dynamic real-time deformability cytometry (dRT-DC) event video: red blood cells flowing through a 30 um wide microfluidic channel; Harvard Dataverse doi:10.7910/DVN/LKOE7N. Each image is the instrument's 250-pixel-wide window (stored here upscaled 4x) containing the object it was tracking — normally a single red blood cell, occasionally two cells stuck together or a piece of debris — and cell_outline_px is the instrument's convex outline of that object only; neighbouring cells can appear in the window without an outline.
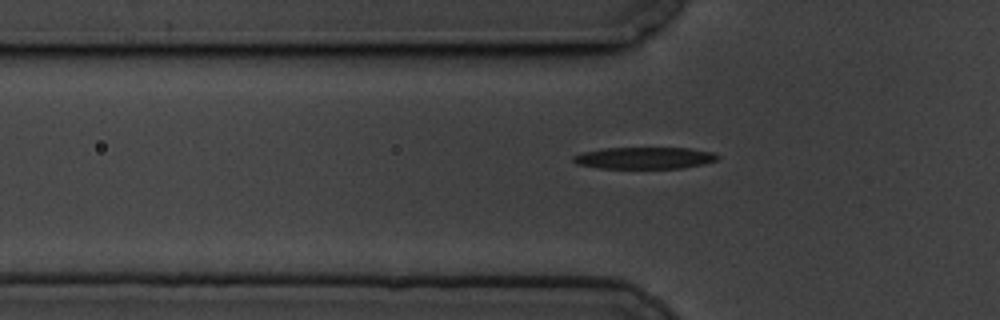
{"species": "common noctule bat (a hibernating species)", "species_latin": "Nyctalus noctula", "temperature_condition": "cold", "stored_images_in_passage": 42, "camera_frame_rate_fps": 3000, "um_per_image_px": 0.085, "animal": {"sex": "male", "body_mass_g": 19.5, "forearm_length_mm": 54.6}, "frame": {"image": 1, "passage_image": 3, "time_ms": 0.667, "image_size_px": [1000, 320], "cell_outline_px": [[720, 156], [716, 160], [704, 164], [680, 168], [600, 168], [576, 164], [572, 160], [572, 156], [580, 152], [604, 148], [688, 148], [716, 152]], "centroid_in_image_um": [54.77, 13.42], "position_along_channel_um": 71.0, "area_um2": 18.44}}
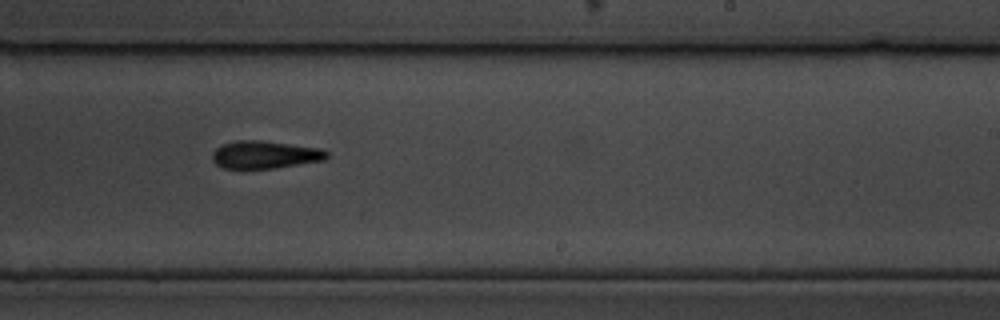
{"frame": {"image": 2, "passage_image": 20, "time_ms": 6.333, "image_size_px": [1000, 320], "cell_outline_px": [[328, 156], [324, 160], [272, 168], [240, 172], [220, 168], [212, 160], [212, 152], [220, 144], [236, 140], [264, 140], [320, 148], [328, 152]], "centroid_in_image_um": [22.4, 13.18], "position_along_channel_um": 266.6, "area_um2": 19.31}}
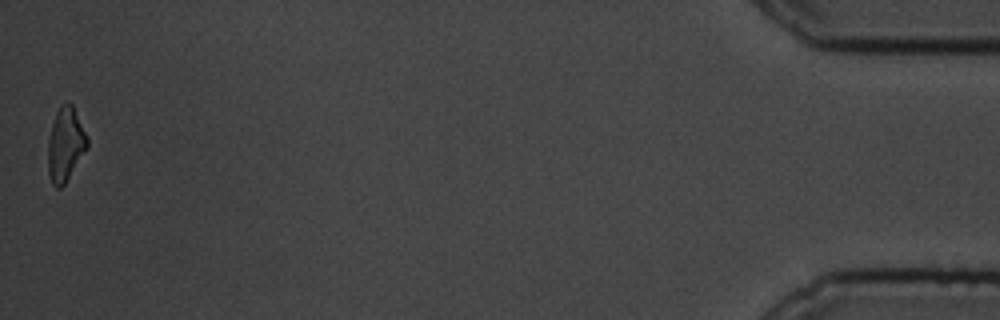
{"frame": {"image": 3, "passage_image": 42, "time_ms": 13.667, "image_size_px": [1000, 320], "cell_outline_px": [[88, 148], [64, 184], [60, 188], [56, 188], [52, 184], [48, 172], [48, 140], [52, 124], [56, 112], [60, 104], [68, 100], [72, 104], [88, 136]], "centroid_in_image_um": [5.57, 12.25], "position_along_channel_um": 429.6, "area_um2": 17.05}, "authors_computed_cell_mechanics": {"area_um2": 18.6405, "velocity_mm_per_s": 3.4541, "shape_relaxation_time_tau1_ms": 2.5676, "shape_relaxation_time_tau2_ms": 9.427, "deformation_change_tau1": 0.1618, "deformation_change_tau2": 0.2183}}